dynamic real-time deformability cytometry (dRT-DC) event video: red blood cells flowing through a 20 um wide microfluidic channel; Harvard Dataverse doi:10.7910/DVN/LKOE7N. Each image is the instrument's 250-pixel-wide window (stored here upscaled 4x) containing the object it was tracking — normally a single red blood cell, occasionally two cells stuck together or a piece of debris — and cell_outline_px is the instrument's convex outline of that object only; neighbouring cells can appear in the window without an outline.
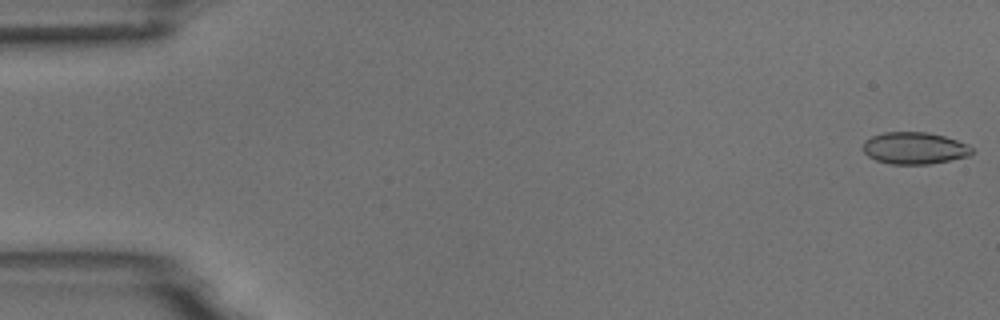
{"species": "common noctule bat (a hibernating species)", "species_latin": "Nyctalus noctula", "temperature_condition": "room temperature", "stored_images_in_passage": 7, "camera_frame_rate_fps": 3000, "um_per_image_px": 0.085, "animal": {"sex": "male", "body_mass_g": 18.8}, "frame": {"image": 1, "passage_image": 1, "time_ms": 0.0, "image_size_px": [1000, 320], "cell_outline_px": [[976, 152], [968, 156], [928, 164], [888, 164], [876, 160], [868, 156], [864, 152], [864, 140], [872, 136], [884, 132], [928, 132], [944, 136], [968, 144]], "centroid_in_image_um": [77.74, 12.59], "position_along_channel_um": 7.3, "area_um2": 20.29}}